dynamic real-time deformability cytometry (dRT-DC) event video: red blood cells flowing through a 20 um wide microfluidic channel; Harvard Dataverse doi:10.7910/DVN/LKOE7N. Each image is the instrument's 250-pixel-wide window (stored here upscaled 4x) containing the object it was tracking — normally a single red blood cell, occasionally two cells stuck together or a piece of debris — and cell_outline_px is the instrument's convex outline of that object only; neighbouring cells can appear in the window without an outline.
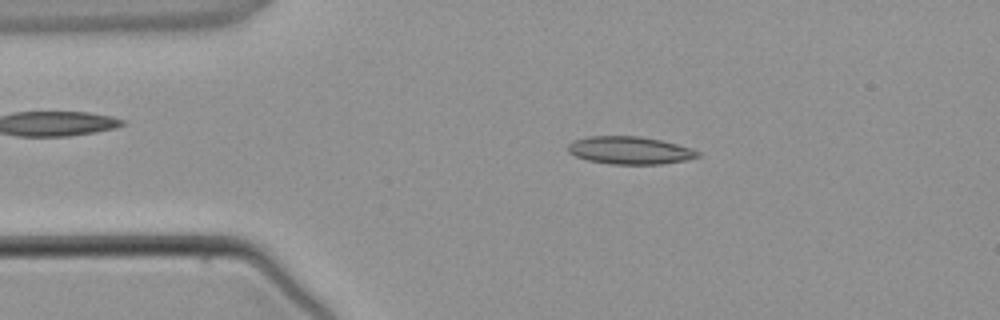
{"species": "common noctule bat (a hibernating species)", "species_latin": "Nyctalus noctula", "temperature_condition": "warm", "stored_images_in_passage": 4, "camera_frame_rate_fps": 3000, "um_per_image_px": 0.085, "animal": {"sex": "male", "body_mass_g": 21.5, "forearm_length_mm": 52.0}, "frame": {"image": 1, "passage_image": 3, "time_ms": 2.333, "image_size_px": [1000, 320], "cell_outline_px": [[700, 156], [688, 160], [660, 164], [612, 164], [588, 160], [576, 156], [568, 152], [568, 144], [572, 140], [588, 136], [640, 136], [660, 140], [692, 148], [700, 152]], "centroid_in_image_um": [53.54, 12.77], "position_along_channel_um": 31.5, "area_um2": 20.98}}